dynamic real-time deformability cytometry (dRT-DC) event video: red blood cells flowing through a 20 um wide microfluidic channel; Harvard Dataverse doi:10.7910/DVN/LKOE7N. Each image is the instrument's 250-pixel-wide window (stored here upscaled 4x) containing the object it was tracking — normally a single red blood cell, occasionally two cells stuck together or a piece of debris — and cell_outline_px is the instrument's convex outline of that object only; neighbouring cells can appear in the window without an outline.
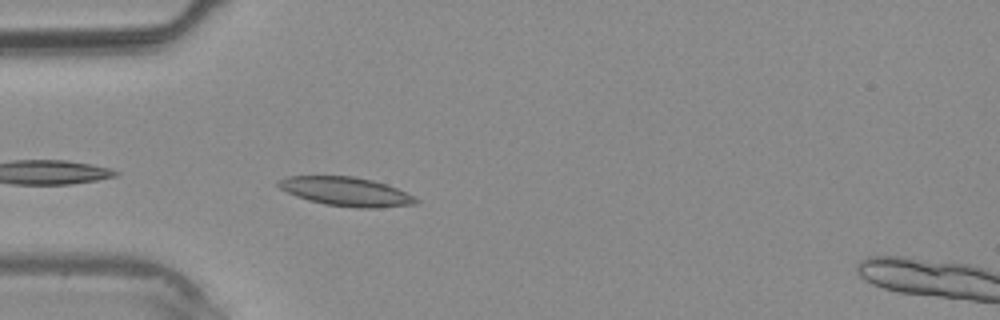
{"species": "common noctule bat (a hibernating species)", "species_latin": "Nyctalus noctula", "temperature_condition": "warm", "stored_images_in_passage": 14, "camera_frame_rate_fps": 3000, "um_per_image_px": 0.085, "animal": {"sex": "male", "body_mass_g": 20.4}, "frame": {"image": 1, "passage_image": 7, "time_ms": 2.0, "image_size_px": [1000, 320], "cell_outline_px": [[420, 200], [416, 204], [376, 208], [356, 208], [324, 204], [308, 200], [296, 196], [280, 188], [276, 184], [276, 180], [288, 176], [352, 176], [372, 180], [396, 188], [416, 196]], "centroid_in_image_um": [29.42, 16.29], "position_along_channel_um": 55.6, "area_um2": 23.24}}